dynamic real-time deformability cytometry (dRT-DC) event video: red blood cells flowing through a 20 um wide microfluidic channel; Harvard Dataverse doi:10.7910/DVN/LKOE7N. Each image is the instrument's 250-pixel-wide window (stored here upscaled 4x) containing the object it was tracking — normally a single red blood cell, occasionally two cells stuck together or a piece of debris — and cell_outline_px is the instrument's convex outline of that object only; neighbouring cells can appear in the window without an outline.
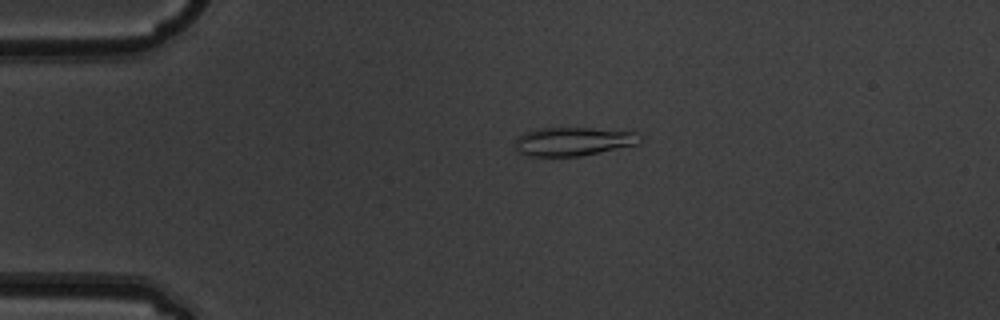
{"species": "common noctule bat (a hibernating species)", "species_latin": "Nyctalus noctula", "temperature_condition": "warm", "stored_images_in_passage": 4, "camera_frame_rate_fps": 3000, "um_per_image_px": 0.085, "animal": {"sex": "male", "body_mass_g": 19.5, "forearm_length_mm": 54.6}, "frame": {"image": 1, "passage_image": 3, "time_ms": 0.667, "image_size_px": [1000, 320], "cell_outline_px": [[640, 144], [580, 156], [528, 156], [516, 152], [516, 140], [524, 132], [540, 128], [592, 128], [636, 132], [640, 136]], "centroid_in_image_um": [48.73, 12.03], "position_along_channel_um": 36.3, "area_um2": 20.81}}